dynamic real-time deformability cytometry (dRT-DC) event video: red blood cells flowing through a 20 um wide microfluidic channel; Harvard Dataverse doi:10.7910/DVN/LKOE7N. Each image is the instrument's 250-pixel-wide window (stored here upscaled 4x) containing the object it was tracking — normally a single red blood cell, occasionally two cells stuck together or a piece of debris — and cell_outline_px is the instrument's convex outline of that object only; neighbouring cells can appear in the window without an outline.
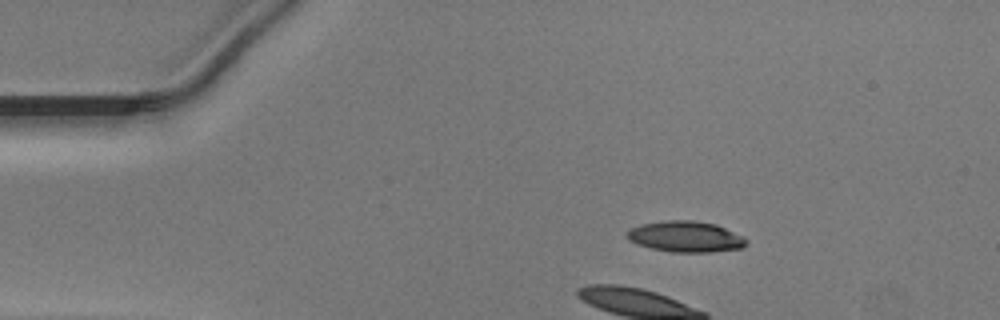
{"species": "Egyptian fruit bat (a non-hibernating species)", "species_latin": "Rousettus aegyptiacus", "temperature_condition": "warm", "stored_images_in_passage": 33, "camera_frame_rate_fps": 3000, "um_per_image_px": 0.085, "animal": {"sex": "male"}, "frame": {"image": 1, "passage_image": 1, "time_ms": 0.0, "image_size_px": [1000, 320], "cell_outline_px": [[748, 244], [740, 248], [712, 252], [672, 252], [652, 248], [636, 244], [628, 240], [628, 232], [632, 228], [640, 224], [664, 220], [692, 220], [716, 224], [744, 236], [748, 240]], "centroid_in_image_um": [58.31, 20.11], "position_along_channel_um": 26.7, "area_um2": 21.56}}